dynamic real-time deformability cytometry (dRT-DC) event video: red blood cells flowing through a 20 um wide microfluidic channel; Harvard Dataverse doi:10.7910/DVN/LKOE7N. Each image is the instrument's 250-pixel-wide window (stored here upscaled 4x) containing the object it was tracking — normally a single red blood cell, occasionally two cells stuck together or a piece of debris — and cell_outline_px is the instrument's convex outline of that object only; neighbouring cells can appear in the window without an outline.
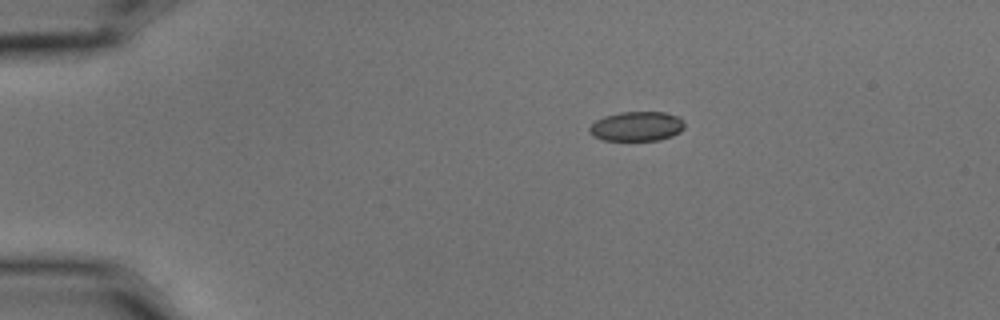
{"species": "common noctule bat (a hibernating species)", "species_latin": "Nyctalus noctula", "temperature_condition": "cold", "stored_images_in_passage": 3, "camera_frame_rate_fps": 3000, "um_per_image_px": 0.085, "animal": {"sex": "male", "body_mass_g": 15.6}, "frame": {"image": 1, "passage_image": 1, "time_ms": 0.0, "image_size_px": [1000, 320], "cell_outline_px": [[684, 128], [680, 132], [672, 136], [660, 140], [604, 140], [592, 136], [588, 132], [588, 128], [596, 120], [604, 116], [620, 112], [664, 112], [680, 116], [684, 124]], "centroid_in_image_um": [54.12, 10.73], "position_along_channel_um": 30.9, "area_um2": 16.53}}
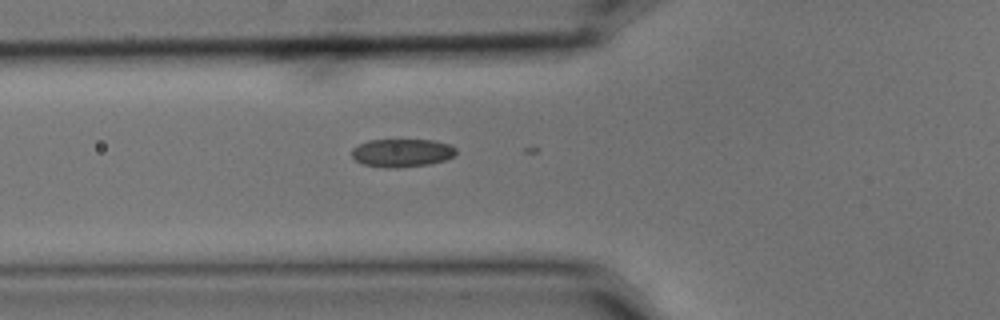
{"frame": {"image": 2, "passage_image": 3, "time_ms": 0.667, "image_size_px": [1000, 320], "cell_outline_px": [[456, 152], [452, 156], [444, 160], [428, 164], [396, 168], [388, 168], [364, 164], [356, 160], [352, 156], [352, 148], [368, 140], [436, 140], [452, 144], [456, 148]], "centroid_in_image_um": [34.19, 12.98], "position_along_channel_um": 91.6, "area_um2": 17.05}}